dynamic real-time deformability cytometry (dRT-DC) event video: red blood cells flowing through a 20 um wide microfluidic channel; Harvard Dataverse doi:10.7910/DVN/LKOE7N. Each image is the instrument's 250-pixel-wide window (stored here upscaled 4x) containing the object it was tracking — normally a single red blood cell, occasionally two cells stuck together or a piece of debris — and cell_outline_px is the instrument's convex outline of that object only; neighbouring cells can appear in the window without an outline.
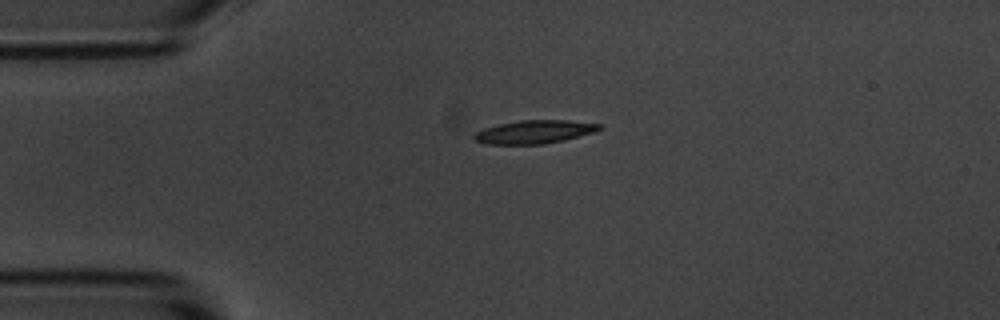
{"species": "common noctule bat (a hibernating species)", "species_latin": "Nyctalus noctula", "temperature_condition": "room temperature", "stored_images_in_passage": 2, "camera_frame_rate_fps": 3000, "um_per_image_px": 0.085, "animal": {"sex": "male", "body_mass_g": 20.1, "forearm_length_mm": 53.5}, "frame": {"image": 1, "passage_image": 2, "time_ms": 1.333, "image_size_px": [1000, 320], "cell_outline_px": [[600, 128], [596, 132], [564, 140], [544, 144], [484, 144], [476, 140], [472, 136], [476, 132], [484, 128], [500, 124], [520, 120], [568, 120], [600, 124]], "centroid_in_image_um": [45.42, 11.21], "position_along_channel_um": 39.6, "area_um2": 16.94}}